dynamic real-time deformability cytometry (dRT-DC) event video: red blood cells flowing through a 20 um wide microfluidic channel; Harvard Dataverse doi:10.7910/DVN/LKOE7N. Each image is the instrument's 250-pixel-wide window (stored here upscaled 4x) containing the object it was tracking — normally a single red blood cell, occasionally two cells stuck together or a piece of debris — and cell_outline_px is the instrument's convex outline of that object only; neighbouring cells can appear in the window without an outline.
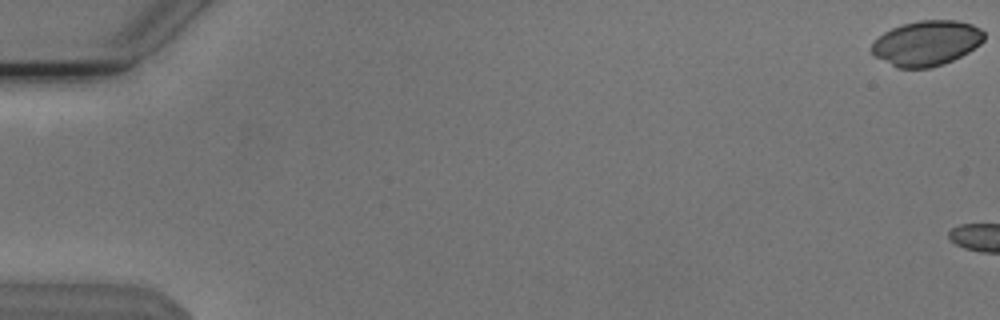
{"species": "Egyptian fruit bat (a non-hibernating species)", "species_latin": "Rousettus aegyptiacus", "temperature_condition": "cold", "stored_images_in_passage": 9, "camera_frame_rate_fps": 3000, "um_per_image_px": 0.085, "animal": {"sex": "male"}, "frame": {"image": 1, "passage_image": 1, "time_ms": 0.0, "image_size_px": [1000, 320], "cell_outline_px": [[984, 40], [980, 44], [968, 52], [944, 64], [928, 68], [896, 68], [876, 56], [872, 52], [872, 44], [884, 32], [892, 28], [904, 24], [920, 20], [956, 20], [972, 24], [980, 28], [984, 32]], "centroid_in_image_um": [78.78, 3.67], "position_along_channel_um": 6.2, "area_um2": 29.36}}